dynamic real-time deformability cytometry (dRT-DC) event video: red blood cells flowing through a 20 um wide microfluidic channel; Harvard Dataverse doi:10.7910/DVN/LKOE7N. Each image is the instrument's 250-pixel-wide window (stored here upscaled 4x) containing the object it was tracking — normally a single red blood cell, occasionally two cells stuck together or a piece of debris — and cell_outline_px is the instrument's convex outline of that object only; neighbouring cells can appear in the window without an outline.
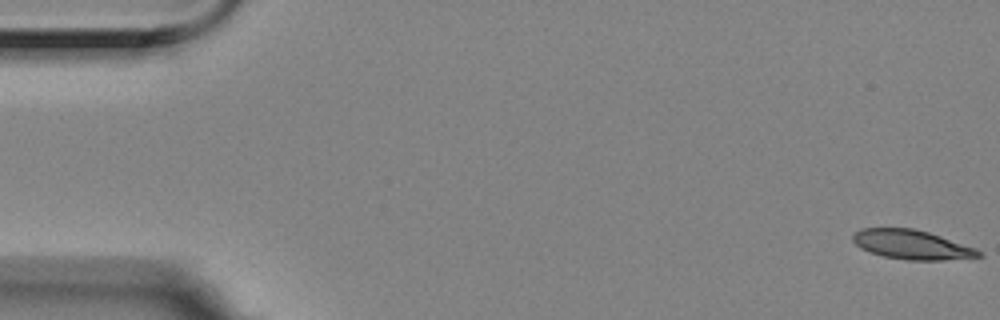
{"species": "Egyptian fruit bat (a non-hibernating species)", "species_latin": "Rousettus aegyptiacus", "temperature_condition": "room temperature", "stored_images_in_passage": 5, "camera_frame_rate_fps": 3000, "um_per_image_px": 0.085, "animal": {"sex": "female"}, "frame": {"image": 1, "passage_image": 1, "time_ms": 0.0, "image_size_px": [1000, 320], "cell_outline_px": [[984, 256], [944, 260], [908, 260], [884, 256], [860, 248], [852, 240], [852, 236], [860, 228], [912, 228], [928, 232], [976, 248]], "centroid_in_image_um": [77.5, 20.79], "position_along_channel_um": 7.5, "area_um2": 21.27}}
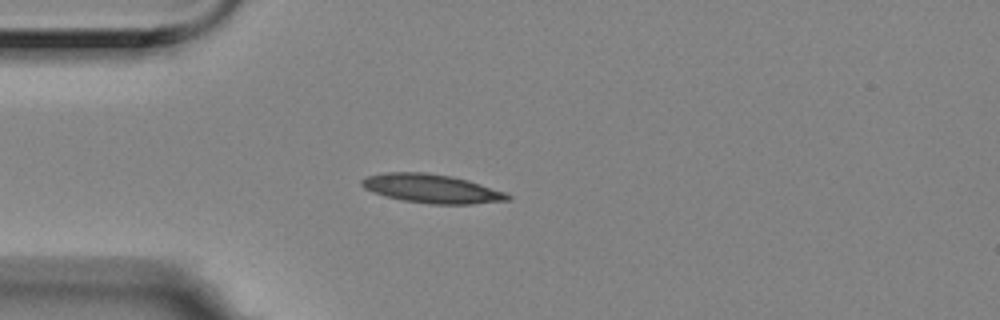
{"frame": {"image": 2, "passage_image": 5, "time_ms": 1.333, "image_size_px": [1000, 320], "cell_outline_px": [[512, 200], [472, 204], [432, 204], [404, 200], [372, 192], [364, 188], [360, 184], [360, 180], [368, 176], [384, 172], [424, 172], [452, 176], [468, 180], [504, 192], [512, 196]], "centroid_in_image_um": [36.7, 16.03], "position_along_channel_um": 48.3, "area_um2": 24.39}}